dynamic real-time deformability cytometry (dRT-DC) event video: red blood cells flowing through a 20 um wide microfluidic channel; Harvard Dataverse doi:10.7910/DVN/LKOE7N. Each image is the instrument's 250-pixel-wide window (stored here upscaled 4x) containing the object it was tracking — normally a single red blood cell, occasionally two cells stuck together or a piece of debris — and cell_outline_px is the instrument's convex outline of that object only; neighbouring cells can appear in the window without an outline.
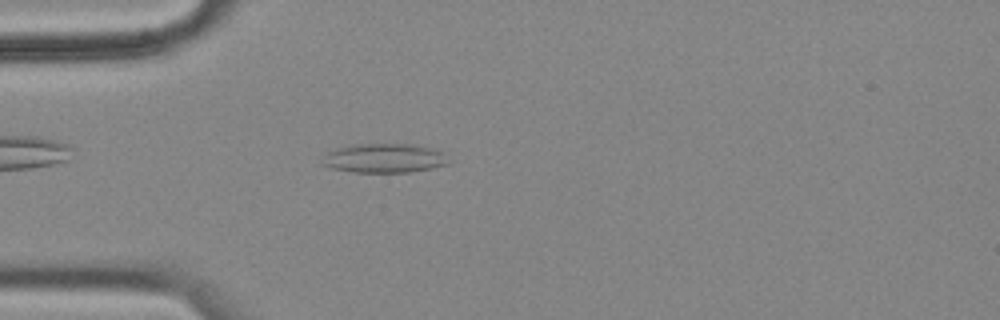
{"species": "common noctule bat (a hibernating species)", "species_latin": "Nyctalus noctula", "temperature_condition": "cold", "stored_images_in_passage": 48, "camera_frame_rate_fps": 3000, "um_per_image_px": 0.085, "animal": {"sex": "female", "body_mass_g": 18.4}, "frame": {"image": 1, "passage_image": 8, "time_ms": 2.333, "image_size_px": [1000, 320], "cell_outline_px": [[448, 164], [432, 168], [408, 172], [356, 172], [332, 168], [320, 164], [324, 156], [328, 152], [336, 148], [356, 144], [416, 144], [444, 152]], "centroid_in_image_um": [32.65, 13.44], "position_along_channel_um": 52.4, "area_um2": 21.39}}
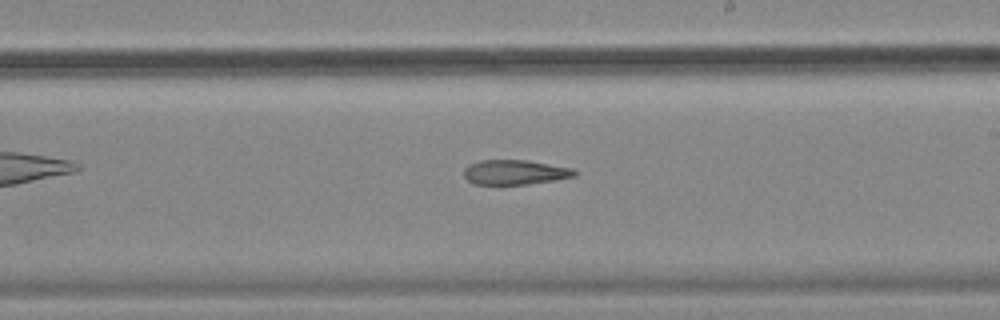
{"frame": {"image": 2, "passage_image": 25, "time_ms": 8.0, "image_size_px": [1000, 320], "cell_outline_px": [[576, 176], [556, 180], [500, 188], [472, 184], [464, 176], [464, 168], [468, 164], [480, 160], [528, 160], [572, 168], [576, 172]], "centroid_in_image_um": [43.69, 14.69], "position_along_channel_um": 245.3, "area_um2": 16.82}}
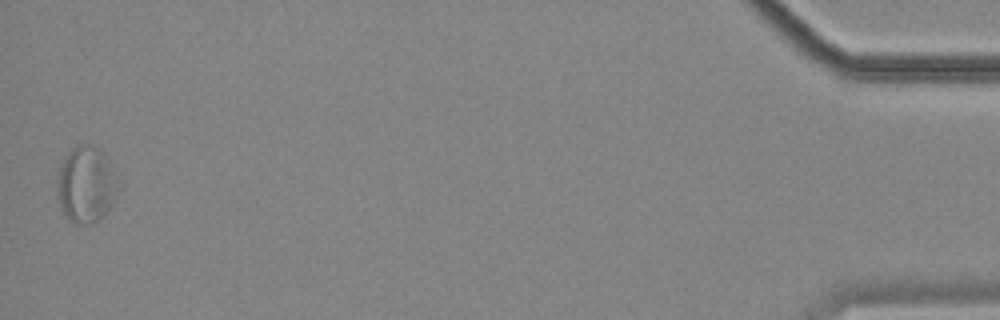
{"frame": {"image": 3, "passage_image": 48, "time_ms": 15.667, "image_size_px": [1000, 320], "cell_outline_px": [[124, 188], [104, 216], [96, 220], [80, 224], [76, 224], [60, 208], [56, 196], [56, 180], [60, 168], [68, 152], [80, 144], [88, 144], [100, 148], [104, 152], [124, 184]], "centroid_in_image_um": [7.41, 15.66], "position_along_channel_um": 427.8, "area_um2": 28.03}}